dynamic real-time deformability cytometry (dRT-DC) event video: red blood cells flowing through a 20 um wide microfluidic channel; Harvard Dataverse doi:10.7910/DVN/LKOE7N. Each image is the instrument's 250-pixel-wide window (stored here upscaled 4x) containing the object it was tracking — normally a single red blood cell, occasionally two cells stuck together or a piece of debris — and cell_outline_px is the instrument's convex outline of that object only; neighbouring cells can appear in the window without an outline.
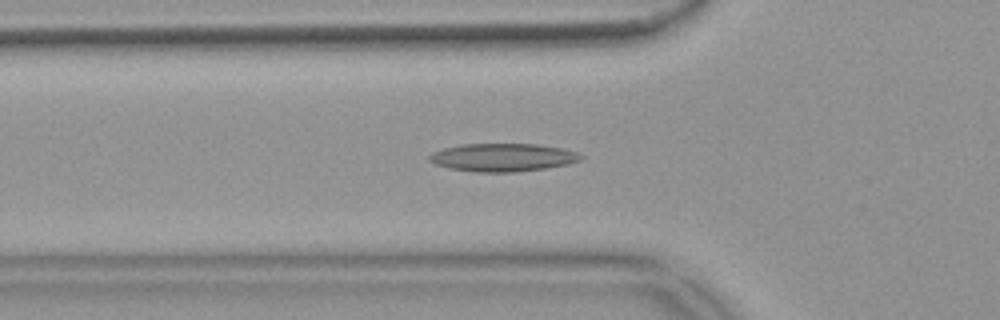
{"species": "common noctule bat (a hibernating species)", "species_latin": "Nyctalus noctula", "temperature_condition": "warm", "stored_images_in_passage": 48, "camera_frame_rate_fps": 3000, "um_per_image_px": 0.085, "animal": {"sex": "female", "body_mass_g": 18.4}, "frame": {"image": 1, "passage_image": 12, "time_ms": 3.667, "image_size_px": [1000, 320], "cell_outline_px": [[584, 156], [580, 160], [568, 164], [544, 168], [516, 172], [476, 172], [448, 168], [436, 164], [428, 160], [428, 156], [432, 152], [444, 148], [460, 144], [536, 144], [564, 148], [576, 152]], "centroid_in_image_um": [42.72, 13.38], "position_along_channel_um": 83.1, "area_um2": 24.8}}
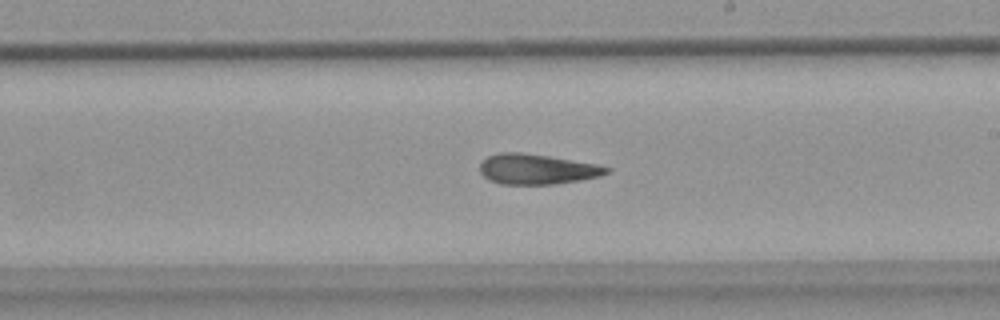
{"frame": {"image": 2, "passage_image": 25, "time_ms": 8.0, "image_size_px": [1000, 320], "cell_outline_px": [[612, 168], [608, 172], [600, 176], [580, 180], [552, 184], [504, 184], [488, 180], [480, 172], [480, 160], [488, 156], [500, 152], [524, 152], [596, 164]], "centroid_in_image_um": [45.6, 14.37], "position_along_channel_um": 243.4, "area_um2": 22.31}}
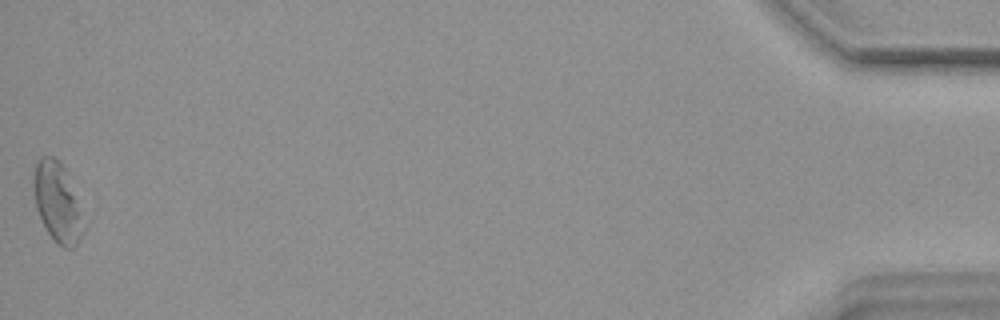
{"frame": {"image": 3, "passage_image": 48, "time_ms": 15.667, "image_size_px": [1000, 320], "cell_outline_px": [[84, 232], [80, 240], [72, 248], [64, 248], [48, 232], [36, 208], [32, 184], [36, 160], [40, 156], [52, 156], [60, 160], [64, 168]], "centroid_in_image_um": [4.79, 17.15], "position_along_channel_um": 430.4, "area_um2": 21.91}}